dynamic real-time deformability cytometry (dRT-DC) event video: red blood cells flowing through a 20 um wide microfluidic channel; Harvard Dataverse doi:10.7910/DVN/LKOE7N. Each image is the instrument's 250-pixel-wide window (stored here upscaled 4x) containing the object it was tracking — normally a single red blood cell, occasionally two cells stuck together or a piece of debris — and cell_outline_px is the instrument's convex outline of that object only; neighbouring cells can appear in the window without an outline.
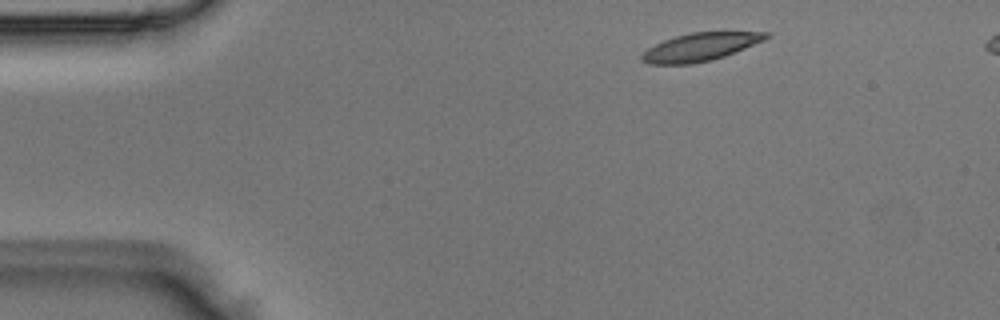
{"species": "Egyptian fruit bat (a non-hibernating species)", "species_latin": "Rousettus aegyptiacus", "temperature_condition": "room temperature", "stored_images_in_passage": 4, "camera_frame_rate_fps": 3000, "um_per_image_px": 0.085, "animal": {"sex": "male"}, "frame": {"image": 1, "passage_image": 1, "time_ms": 0.0, "image_size_px": [1000, 320], "cell_outline_px": [[772, 36], [764, 40], [724, 56], [712, 60], [692, 64], [648, 64], [640, 60], [640, 56], [648, 48], [664, 40], [676, 36], [692, 32], [768, 32]], "centroid_in_image_um": [59.5, 4.0], "position_along_channel_um": 25.5, "area_um2": 20.11}}